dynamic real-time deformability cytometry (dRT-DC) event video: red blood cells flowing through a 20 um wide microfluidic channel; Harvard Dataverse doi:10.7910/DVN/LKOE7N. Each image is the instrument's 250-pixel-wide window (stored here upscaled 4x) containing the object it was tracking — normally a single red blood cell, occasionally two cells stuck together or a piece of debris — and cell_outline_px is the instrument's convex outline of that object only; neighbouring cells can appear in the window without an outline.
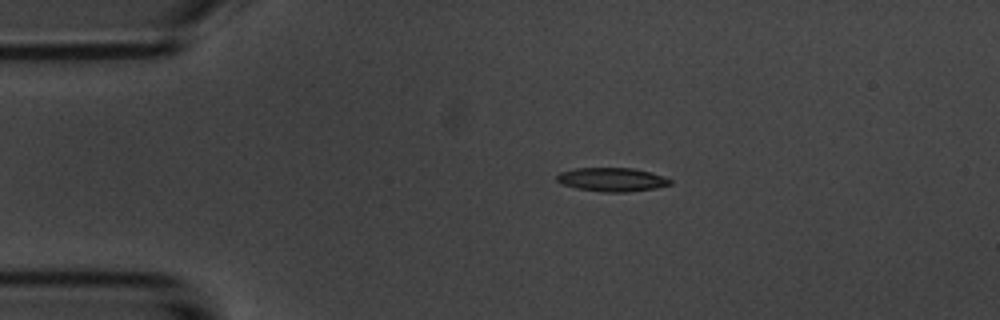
{"species": "common noctule bat (a hibernating species)", "species_latin": "Nyctalus noctula", "temperature_condition": "room temperature", "stored_images_in_passage": 3, "camera_frame_rate_fps": 3000, "um_per_image_px": 0.085, "animal": {"sex": "male", "body_mass_g": 20.1, "forearm_length_mm": 53.5}, "frame": {"image": 1, "passage_image": 2, "time_ms": 1.0, "image_size_px": [1000, 320], "cell_outline_px": [[672, 184], [656, 188], [628, 192], [604, 192], [576, 188], [560, 184], [556, 180], [556, 176], [560, 172], [576, 168], [632, 168], [652, 172], [664, 176], [672, 180]], "centroid_in_image_um": [52.02, 15.26], "position_along_channel_um": 33.0, "area_um2": 15.84}}